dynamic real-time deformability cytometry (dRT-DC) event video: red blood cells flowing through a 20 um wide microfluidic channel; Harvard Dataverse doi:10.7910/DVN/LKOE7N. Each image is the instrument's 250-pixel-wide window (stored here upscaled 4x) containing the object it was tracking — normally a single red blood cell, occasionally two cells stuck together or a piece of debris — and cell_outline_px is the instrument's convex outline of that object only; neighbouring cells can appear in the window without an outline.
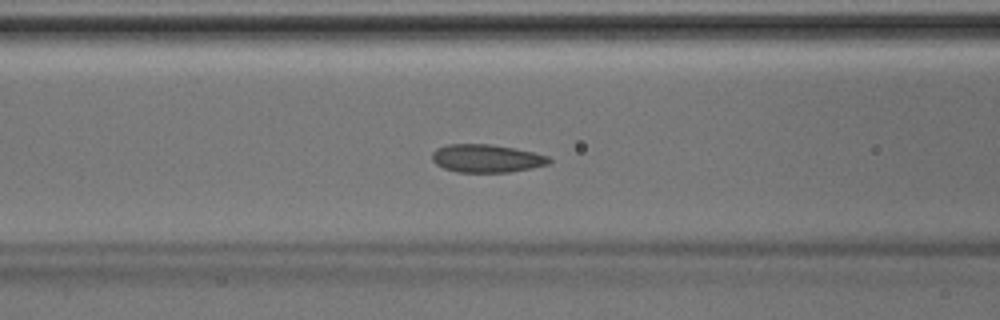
{"species": "Egyptian fruit bat (a non-hibernating species)", "species_latin": "Rousettus aegyptiacus", "temperature_condition": "room temperature", "stored_images_in_passage": 46, "camera_frame_rate_fps": 3000, "um_per_image_px": 0.085, "animal": {"sex": "male"}, "frame": {"image": 1, "passage_image": 18, "time_ms": 5.667, "image_size_px": [1000, 320], "cell_outline_px": [[552, 160], [548, 164], [532, 168], [508, 172], [456, 172], [444, 168], [436, 164], [432, 160], [432, 152], [436, 148], [448, 144], [488, 144], [512, 148], [532, 152], [548, 156]], "centroid_in_image_um": [41.32, 13.47], "position_along_channel_um": 125.3, "area_um2": 19.02}}
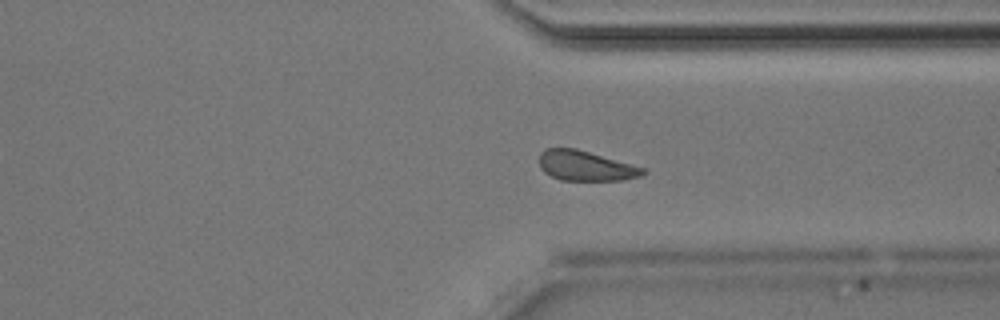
{"frame": {"image": 2, "passage_image": 34, "time_ms": 11.0, "image_size_px": [1000, 320], "cell_outline_px": [[648, 172], [640, 176], [620, 180], [560, 180], [544, 172], [540, 168], [540, 152], [544, 148], [576, 148], [644, 168]], "centroid_in_image_um": [49.75, 14.09], "position_along_channel_um": 361.7, "area_um2": 17.98}}
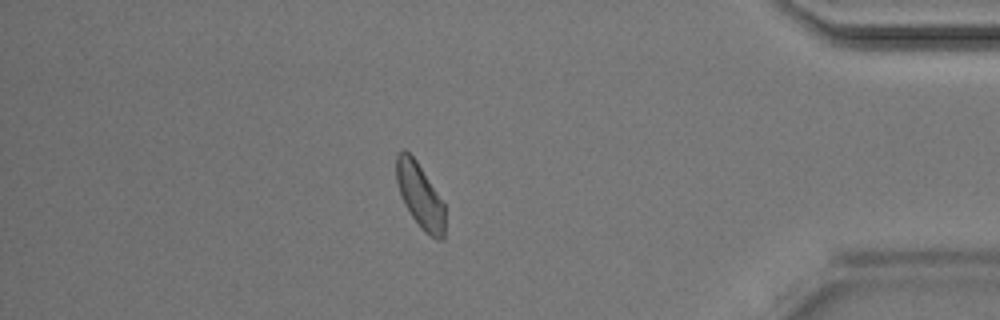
{"frame": {"image": 3, "passage_image": 39, "time_ms": 12.667, "image_size_px": [1000, 320], "cell_outline_px": [[444, 240], [436, 240], [424, 232], [420, 228], [404, 204], [396, 180], [396, 156], [404, 148], [416, 160], [444, 204]], "centroid_in_image_um": [35.69, 16.66], "position_along_channel_um": 399.5, "area_um2": 18.09}}